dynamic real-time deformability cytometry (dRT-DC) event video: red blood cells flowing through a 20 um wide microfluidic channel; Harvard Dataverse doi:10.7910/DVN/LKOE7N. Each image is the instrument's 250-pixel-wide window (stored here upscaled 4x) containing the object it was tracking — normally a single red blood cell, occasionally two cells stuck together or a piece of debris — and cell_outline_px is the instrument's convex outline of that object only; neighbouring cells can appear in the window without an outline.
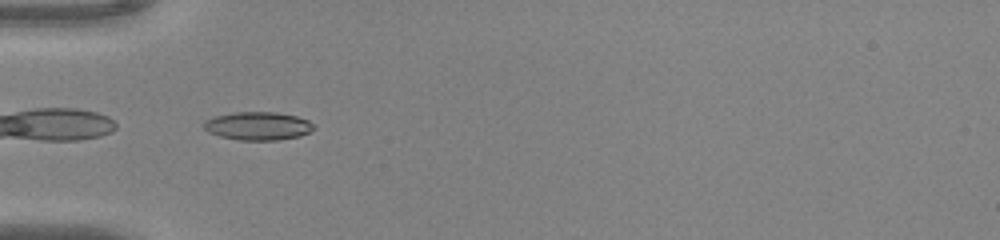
{"species": "common noctule bat (a hibernating species)", "species_latin": "Nyctalus noctula", "temperature_condition": "warm", "stored_images_in_passage": 27, "camera_frame_rate_fps": 3000, "um_per_image_px": 0.085, "animal": {"sex": "male", "body_mass_g": 20.0, "forearm_length_mm": 53.3}, "frame": {"image": 1, "passage_image": 1, "time_ms": 0.0, "image_size_px": [1000, 240], "cell_outline_px": [[316, 128], [300, 136], [276, 140], [240, 140], [220, 136], [208, 132], [204, 128], [204, 120], [212, 116], [232, 112], [276, 112], [296, 116], [308, 120]], "centroid_in_image_um": [21.89, 10.7], "position_along_channel_um": 63.1, "area_um2": 18.15}}
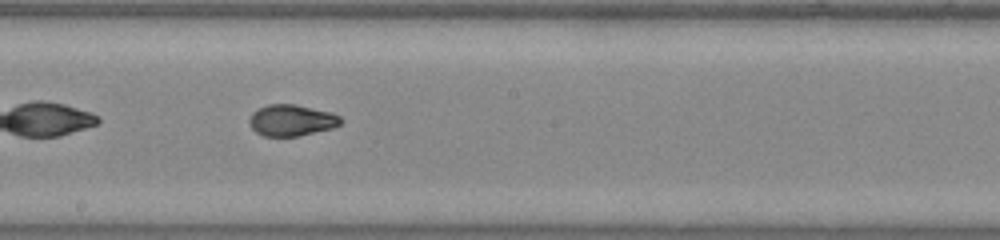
{"frame": {"image": 2, "passage_image": 13, "time_ms": 4.0, "image_size_px": [1000, 240], "cell_outline_px": [[344, 120], [340, 124], [332, 128], [296, 136], [264, 136], [256, 132], [248, 124], [248, 120], [252, 112], [256, 108], [268, 104], [296, 104], [332, 112], [340, 116]], "centroid_in_image_um": [24.76, 10.21], "position_along_channel_um": 223.4, "area_um2": 16.88}}
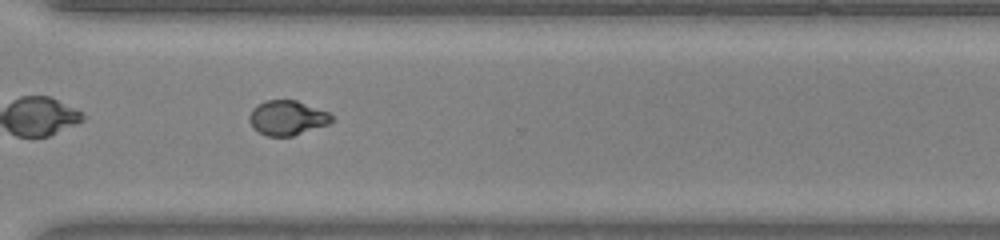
{"frame": {"image": 3, "passage_image": 22, "time_ms": 7.0, "image_size_px": [1000, 240], "cell_outline_px": [[336, 120], [328, 124], [292, 136], [268, 136], [252, 128], [248, 120], [248, 116], [252, 108], [268, 100], [296, 100], [328, 112]], "centroid_in_image_um": [24.4, 10.02], "position_along_channel_um": 346.2, "area_um2": 16.59}, "authors_computed_cell_mechanics": {"area_um2": 16.762, "velocity_mm_per_s": 4.085, "shape_relaxation_time_tau1_ms": 4.9249, "shape_relaxation_time_tau2_ms": 0.7582, "deformation_change_tau1": 0.2178, "deformation_change_tau2": 0.0541}}